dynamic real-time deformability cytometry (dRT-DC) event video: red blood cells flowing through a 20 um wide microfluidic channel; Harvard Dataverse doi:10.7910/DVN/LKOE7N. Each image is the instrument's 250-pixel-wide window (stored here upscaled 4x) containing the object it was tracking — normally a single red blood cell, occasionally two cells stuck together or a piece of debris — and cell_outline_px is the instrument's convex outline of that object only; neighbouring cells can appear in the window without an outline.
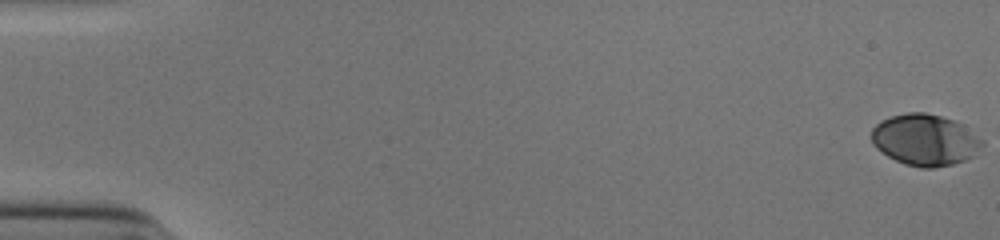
{"species": "human", "species_latin": "Homo sapiens", "temperature_condition": "cold", "stored_images_in_passage": 54, "camera_frame_rate_fps": 3000, "um_per_image_px": 0.085, "donor": {"sex": "male"}, "frame": {"image": 1, "passage_image": 1, "time_ms": 0.0, "image_size_px": [1000, 240], "cell_outline_px": [[984, 144], [972, 156], [964, 160], [952, 164], [932, 168], [920, 168], [904, 164], [888, 156], [876, 148], [872, 144], [872, 128], [880, 120], [892, 116], [908, 112], [924, 112], [940, 116], [952, 120], [960, 124], [984, 140]], "centroid_in_image_um": [78.6, 11.89], "position_along_channel_um": 6.4, "area_um2": 32.95}}
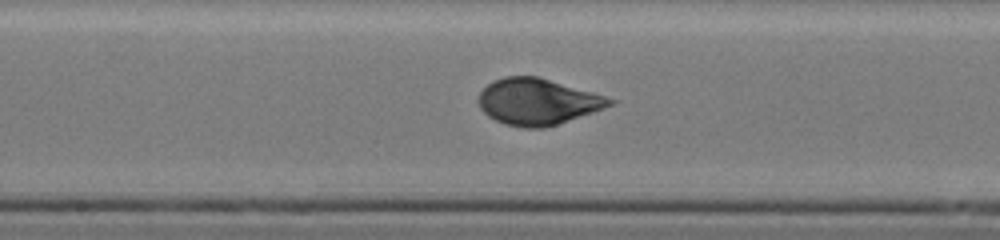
{"frame": {"image": 2, "passage_image": 30, "time_ms": 9.667, "image_size_px": [1000, 240], "cell_outline_px": [[616, 104], [544, 128], [524, 128], [504, 124], [488, 116], [480, 108], [480, 92], [492, 80], [504, 76], [536, 76], [604, 96], [616, 100]], "centroid_in_image_um": [45.67, 8.64], "position_along_channel_um": 202.5, "area_um2": 34.85}}
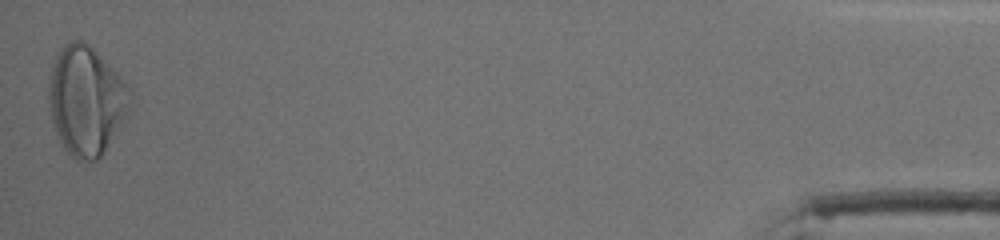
{"frame": {"image": 3, "passage_image": 54, "time_ms": 17.667, "image_size_px": [1000, 240], "cell_outline_px": [[132, 92], [128, 116], [104, 152], [96, 160], [76, 160], [68, 152], [60, 140], [56, 132], [52, 120], [48, 100], [48, 80], [52, 64], [56, 52], [64, 44], [72, 40], [80, 40], [88, 44], [124, 80]], "centroid_in_image_um": [7.32, 8.54], "position_along_channel_um": 427.9, "area_um2": 51.79}, "authors_computed_cell_mechanics": {"area_um2": 34.7089, "velocity_mm_per_s": 3.8919, "shape_relaxation_time_tau1_ms": 3.4723, "shape_relaxation_time_tau2_ms": null, "deformation_change_tau1": 0.1476, "deformation_change_tau2": null}}